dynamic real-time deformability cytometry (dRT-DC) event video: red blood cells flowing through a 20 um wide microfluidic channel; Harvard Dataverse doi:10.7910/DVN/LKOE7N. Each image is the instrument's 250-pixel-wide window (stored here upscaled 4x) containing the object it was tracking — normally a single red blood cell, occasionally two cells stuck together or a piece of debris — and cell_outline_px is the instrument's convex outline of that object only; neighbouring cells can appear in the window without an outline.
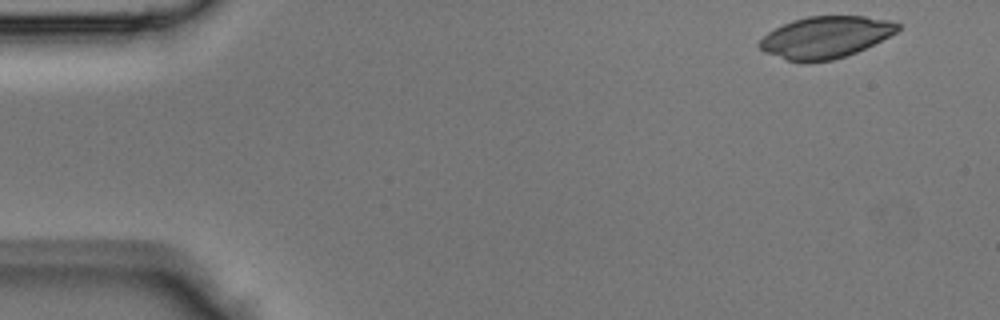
{"species": "Egyptian fruit bat (a non-hibernating species)", "species_latin": "Rousettus aegyptiacus", "temperature_condition": "room temperature", "stored_images_in_passage": 42, "camera_frame_rate_fps": 3000, "um_per_image_px": 0.085, "animal": {"sex": "male"}, "frame": {"image": 1, "passage_image": 1, "time_ms": 0.0, "image_size_px": [1000, 320], "cell_outline_px": [[900, 28], [896, 32], [856, 52], [832, 60], [808, 64], [804, 64], [788, 60], [764, 52], [760, 48], [760, 40], [768, 32], [792, 20], [808, 16], [864, 16], [888, 20], [900, 24]], "centroid_in_image_um": [70.14, 3.18], "position_along_channel_um": 14.9, "area_um2": 33.47}}
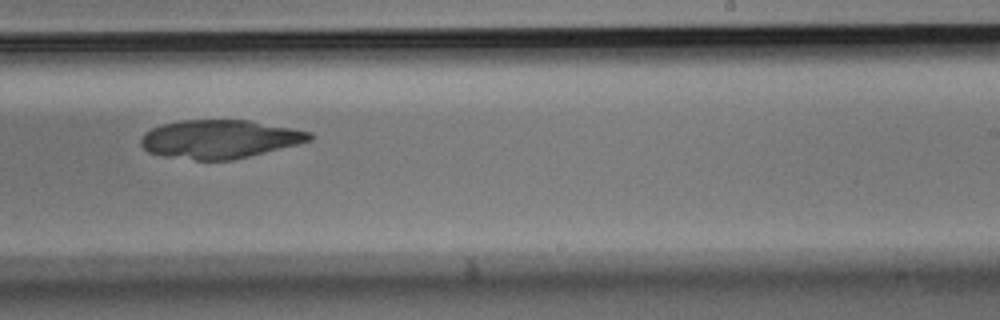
{"frame": {"image": 2, "passage_image": 25, "time_ms": 8.0, "image_size_px": [1000, 320], "cell_outline_px": [[316, 136], [312, 140], [232, 160], [196, 160], [164, 156], [148, 152], [140, 144], [140, 140], [152, 128], [164, 124], [180, 120], [248, 120], [292, 128], [312, 132]], "centroid_in_image_um": [18.68, 11.82], "position_along_channel_um": 270.3, "area_um2": 37.51}}